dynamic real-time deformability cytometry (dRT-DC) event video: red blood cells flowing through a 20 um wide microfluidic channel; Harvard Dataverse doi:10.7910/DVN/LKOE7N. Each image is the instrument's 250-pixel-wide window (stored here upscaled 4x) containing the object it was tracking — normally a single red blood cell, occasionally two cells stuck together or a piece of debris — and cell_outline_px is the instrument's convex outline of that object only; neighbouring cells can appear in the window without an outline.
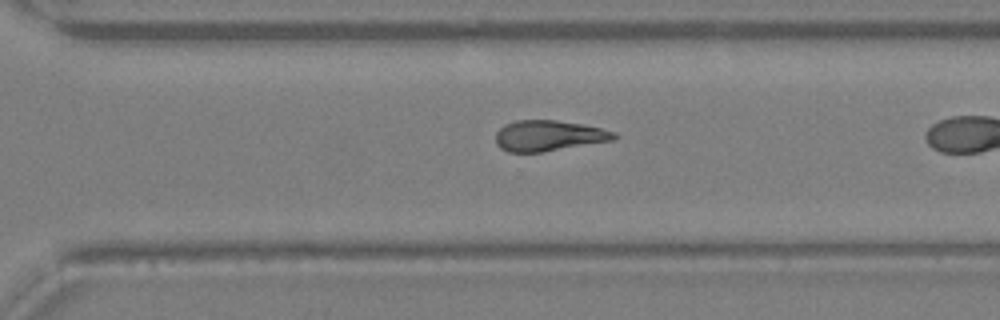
{"species": "Egyptian fruit bat (a non-hibernating species)", "species_latin": "Rousettus aegyptiacus", "temperature_condition": "warm", "stored_images_in_passage": 25, "camera_frame_rate_fps": 3000, "um_per_image_px": 0.085, "animal": {"sex": "female"}, "frame": {"image": 1, "passage_image": 22, "time_ms": 7.0, "image_size_px": [1000, 320], "cell_outline_px": [[616, 136], [612, 140], [540, 152], [508, 152], [500, 148], [496, 144], [496, 132], [504, 124], [516, 120], [556, 120], [580, 124], [600, 128], [616, 132]], "centroid_in_image_um": [46.57, 11.53], "position_along_channel_um": 324.0, "area_um2": 20.92}}